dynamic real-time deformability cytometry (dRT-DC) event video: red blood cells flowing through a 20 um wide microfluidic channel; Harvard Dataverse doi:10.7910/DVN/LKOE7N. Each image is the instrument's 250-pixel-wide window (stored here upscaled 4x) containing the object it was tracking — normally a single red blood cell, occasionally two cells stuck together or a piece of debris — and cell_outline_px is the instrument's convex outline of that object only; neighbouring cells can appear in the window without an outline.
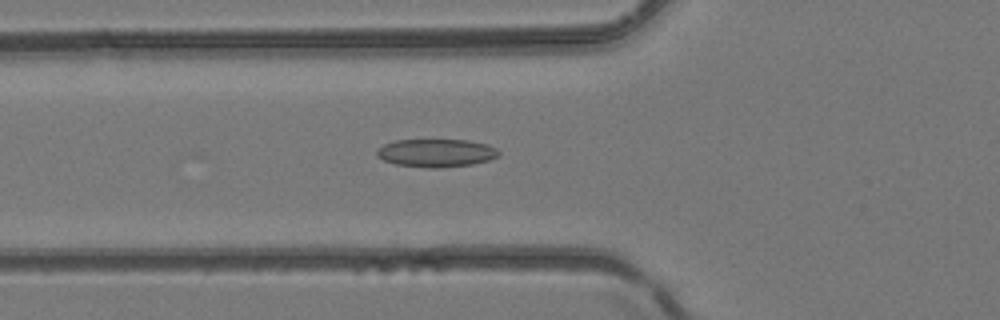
{"species": "common noctule bat (a hibernating species)", "species_latin": "Nyctalus noctula", "temperature_condition": "room temperature", "stored_images_in_passage": 28, "camera_frame_rate_fps": 3000, "um_per_image_px": 0.085, "animal": {"sex": "female", "body_mass_g": 24.6, "forearm_length_mm": 56.2}, "frame": {"image": 1, "passage_image": 15, "time_ms": 4.667, "image_size_px": [1000, 320], "cell_outline_px": [[500, 156], [488, 160], [472, 164], [440, 168], [428, 168], [396, 164], [384, 160], [376, 156], [376, 152], [384, 144], [396, 140], [468, 140], [488, 144], [496, 148], [500, 152]], "centroid_in_image_um": [37.11, 13.0], "position_along_channel_um": 88.7, "area_um2": 19.94}}
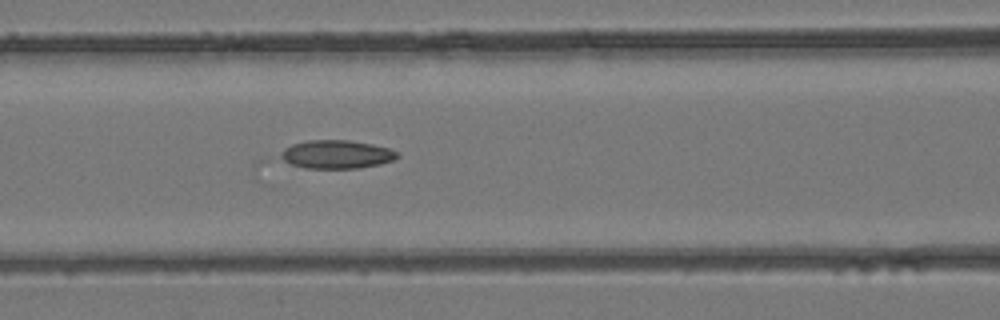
{"frame": {"image": 2, "passage_image": 18, "time_ms": 5.667, "image_size_px": [1000, 320], "cell_outline_px": [[400, 156], [392, 160], [380, 164], [360, 168], [252, 168], [256, 160], [264, 156], [292, 144], [308, 140], [348, 140], [372, 144], [388, 148], [400, 152]], "centroid_in_image_um": [27.83, 13.21], "position_along_channel_um": 138.8, "area_um2": 22.66}}
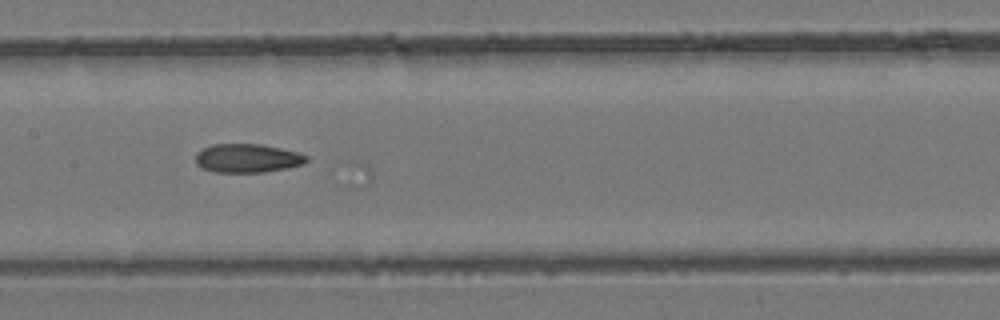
{"frame": {"image": 3, "passage_image": 21, "time_ms": 6.667, "image_size_px": [1000, 320], "cell_outline_px": [[308, 160], [304, 164], [288, 168], [264, 172], [212, 172], [200, 168], [196, 164], [196, 152], [212, 144], [260, 144], [280, 148], [296, 152], [308, 156]], "centroid_in_image_um": [21.01, 13.46], "position_along_channel_um": 186.4, "area_um2": 18.67}}